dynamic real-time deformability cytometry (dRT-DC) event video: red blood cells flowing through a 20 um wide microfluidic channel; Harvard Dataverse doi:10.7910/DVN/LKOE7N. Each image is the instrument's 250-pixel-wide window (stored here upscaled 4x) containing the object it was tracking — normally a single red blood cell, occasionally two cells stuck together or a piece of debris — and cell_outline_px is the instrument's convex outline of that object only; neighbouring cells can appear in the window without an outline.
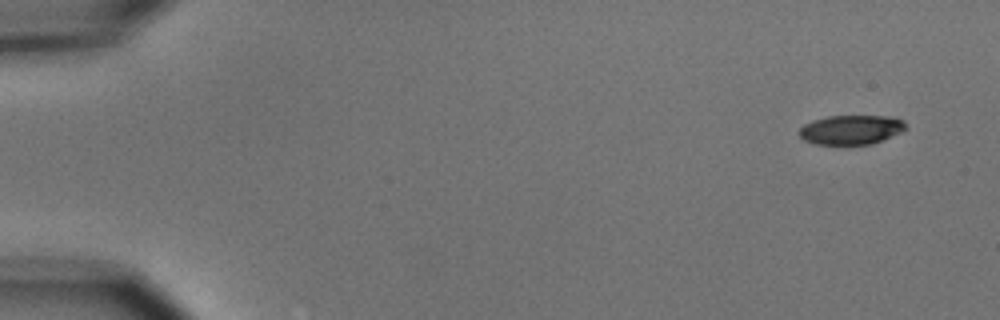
{"species": "common noctule bat (a hibernating species)", "species_latin": "Nyctalus noctula", "temperature_condition": "cold", "stored_images_in_passage": 5, "camera_frame_rate_fps": 3000, "um_per_image_px": 0.085, "animal": {"sex": "male", "body_mass_g": 15.6}, "frame": {"image": 1, "passage_image": 1, "time_ms": 0.0, "image_size_px": [1000, 320], "cell_outline_px": [[908, 128], [900, 132], [872, 144], [816, 144], [804, 140], [796, 132], [804, 124], [812, 120], [828, 116], [892, 116], [904, 120]], "centroid_in_image_um": [72.34, 11.01], "position_along_channel_um": 12.7, "area_um2": 18.32}}
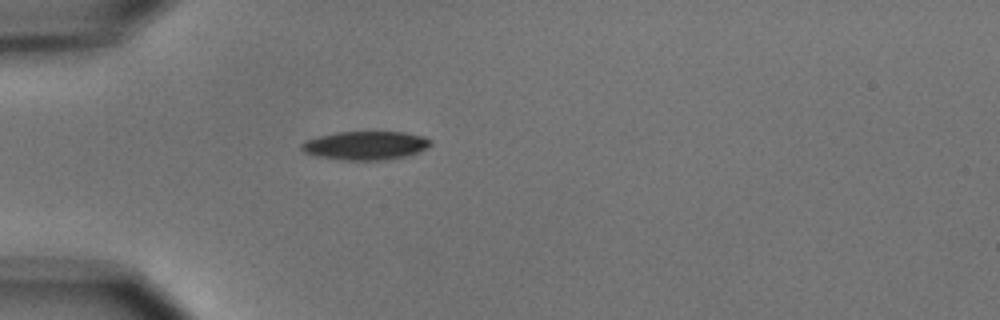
{"frame": {"image": 2, "passage_image": 5, "time_ms": 4.333, "image_size_px": [1000, 320], "cell_outline_px": [[432, 144], [428, 148], [408, 156], [380, 160], [340, 160], [316, 156], [304, 152], [300, 148], [300, 144], [308, 140], [320, 136], [336, 132], [404, 132], [424, 136], [432, 140]], "centroid_in_image_um": [31.1, 12.37], "position_along_channel_um": 53.9, "area_um2": 21.62}}